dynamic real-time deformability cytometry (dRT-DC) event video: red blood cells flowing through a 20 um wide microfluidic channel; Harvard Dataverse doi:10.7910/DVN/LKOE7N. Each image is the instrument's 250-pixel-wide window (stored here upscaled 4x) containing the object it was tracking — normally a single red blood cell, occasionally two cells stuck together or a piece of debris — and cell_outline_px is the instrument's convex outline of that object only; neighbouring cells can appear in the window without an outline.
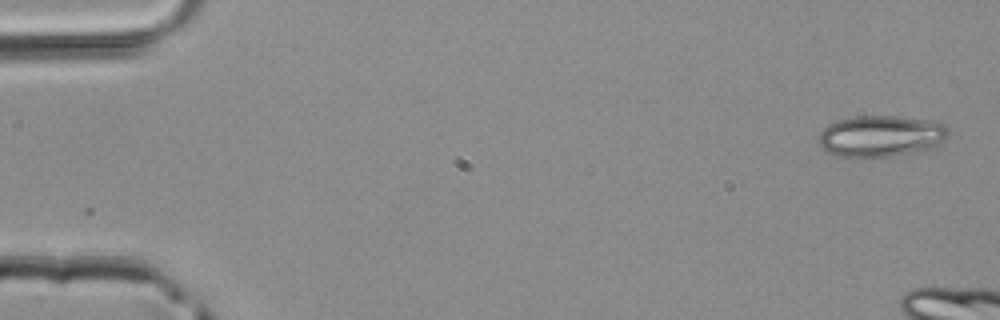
{"species": "common noctule bat (a hibernating species)", "species_latin": "Nyctalus noctula", "temperature_condition": "room temperature", "stored_images_in_passage": 6, "camera_frame_rate_fps": 3000, "um_per_image_px": 0.085, "animal": {"sex": "male", "body_mass_g": 20.4}, "frame": {"image": 1, "passage_image": 1, "time_ms": 0.0, "image_size_px": [1000, 320], "cell_outline_px": [[948, 136], [936, 148], [892, 156], [836, 156], [828, 152], [820, 144], [820, 132], [828, 124], [836, 120], [856, 116], [896, 116], [932, 120], [944, 124], [948, 128]], "centroid_in_image_um": [74.93, 11.55], "position_along_channel_um": 10.1, "area_um2": 31.27}}